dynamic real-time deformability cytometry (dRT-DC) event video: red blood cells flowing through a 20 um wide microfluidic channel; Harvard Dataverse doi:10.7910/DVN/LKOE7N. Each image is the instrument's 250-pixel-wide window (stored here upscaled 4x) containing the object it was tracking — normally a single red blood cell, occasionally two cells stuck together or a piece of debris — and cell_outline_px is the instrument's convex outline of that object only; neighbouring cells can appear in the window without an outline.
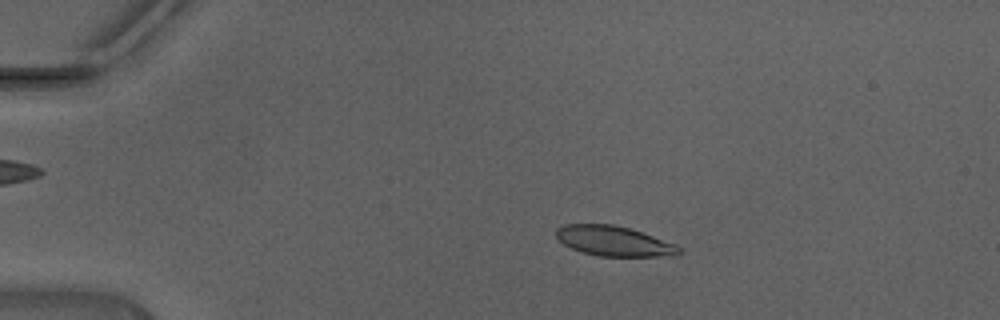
{"species": "Egyptian fruit bat (a non-hibernating species)", "species_latin": "Rousettus aegyptiacus", "temperature_condition": "warm", "stored_images_in_passage": 43, "camera_frame_rate_fps": 3000, "um_per_image_px": 0.085, "animal": {"sex": "male"}, "frame": {"image": 1, "passage_image": 6, "time_ms": 1.667, "image_size_px": [1000, 320], "cell_outline_px": [[684, 252], [676, 256], [600, 256], [584, 252], [572, 248], [564, 244], [556, 236], [556, 228], [564, 224], [612, 224], [628, 228], [676, 244]], "centroid_in_image_um": [52.2, 20.49], "position_along_channel_um": 32.8, "area_um2": 21.33}}
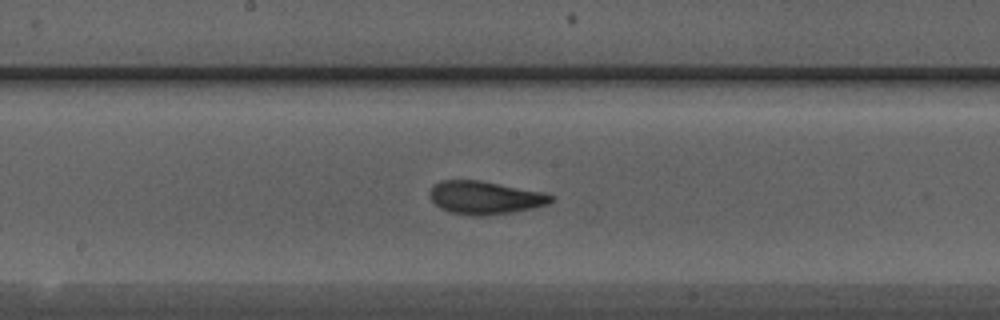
{"frame": {"image": 2, "passage_image": 22, "time_ms": 7.0, "image_size_px": [1000, 320], "cell_outline_px": [[556, 196], [548, 204], [532, 208], [512, 212], [488, 216], [476, 216], [448, 212], [440, 208], [428, 196], [428, 192], [440, 180], [480, 180], [544, 192]], "centroid_in_image_um": [41.22, 16.8], "position_along_channel_um": 207.0, "area_um2": 23.52}}
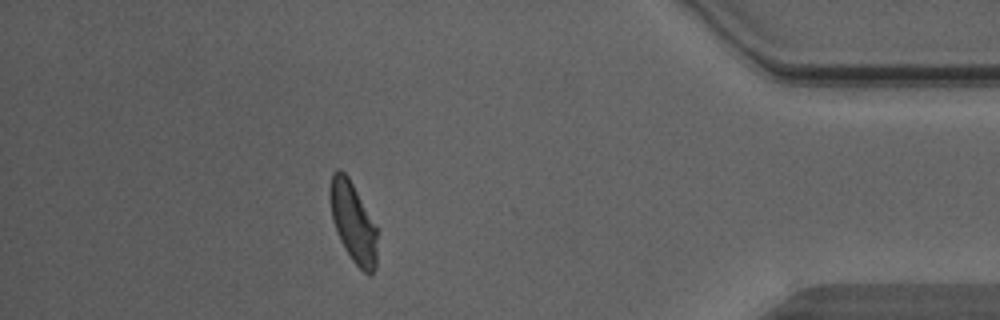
{"frame": {"image": 3, "passage_image": 38, "time_ms": 12.333, "image_size_px": [1000, 320], "cell_outline_px": [[376, 268], [368, 276], [352, 260], [344, 248], [340, 240], [332, 220], [328, 196], [328, 188], [332, 176], [336, 168], [340, 168], [348, 176], [376, 228]], "centroid_in_image_um": [29.96, 18.88], "position_along_channel_um": 405.2, "area_um2": 21.85}, "authors_computed_cell_mechanics": {"area_um2": 22.1374, "velocity_mm_per_s": 4.4618, "shape_relaxation_time_tau1_ms": 3.1452, "shape_relaxation_time_tau2_ms": 0.9503, "deformation_change_tau1": 0.1405, "deformation_change_tau2": 0.0782}}